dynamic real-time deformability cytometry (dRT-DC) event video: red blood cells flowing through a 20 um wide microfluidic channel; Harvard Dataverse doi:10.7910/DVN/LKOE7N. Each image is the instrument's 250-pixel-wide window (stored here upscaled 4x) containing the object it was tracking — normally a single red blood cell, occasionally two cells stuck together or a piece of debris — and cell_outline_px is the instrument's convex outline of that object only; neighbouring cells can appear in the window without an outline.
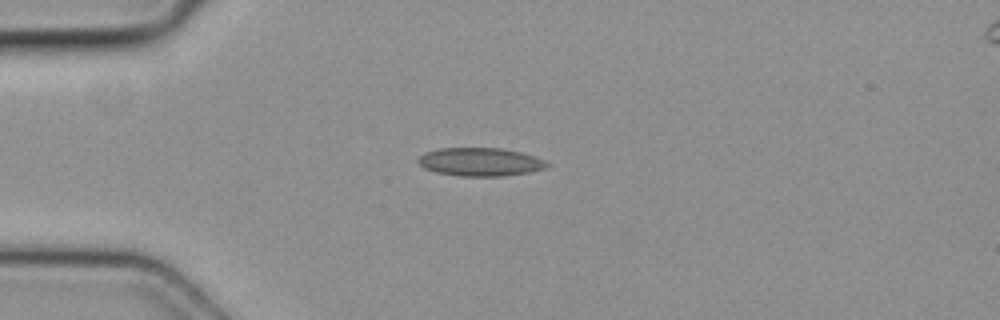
{"species": "common noctule bat (a hibernating species)", "species_latin": "Nyctalus noctula", "temperature_condition": "cold", "stored_images_in_passage": 2, "camera_frame_rate_fps": 3000, "um_per_image_px": 0.085, "animal": {"sex": "female", "body_mass_g": 19.3, "forearm_length_mm": 54.1}, "frame": {"image": 1, "passage_image": 1, "time_ms": 0.0, "image_size_px": [1000, 320], "cell_outline_px": [[552, 164], [548, 168], [528, 172], [504, 176], [460, 176], [436, 172], [424, 168], [416, 160], [424, 152], [440, 148], [500, 148], [520, 152], [544, 160]], "centroid_in_image_um": [40.82, 13.76], "position_along_channel_um": 44.2, "area_um2": 21.27}}
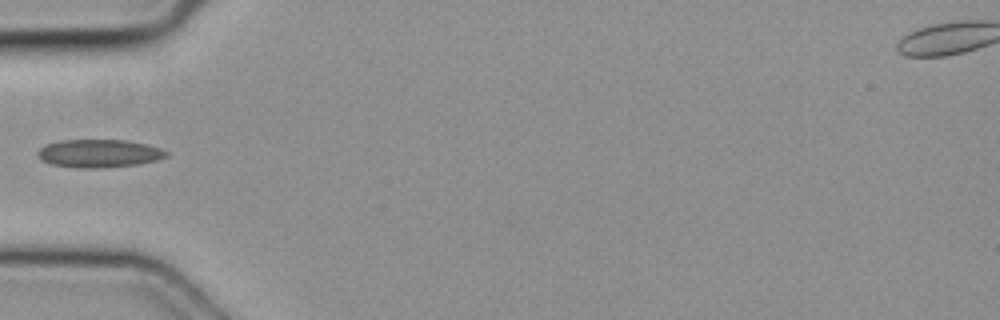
{"frame": {"image": 2, "passage_image": 2, "time_ms": 0.333, "image_size_px": [1000, 320], "cell_outline_px": [[168, 156], [156, 160], [140, 164], [100, 168], [76, 168], [52, 164], [40, 160], [36, 152], [40, 148], [48, 144], [60, 140], [124, 140], [144, 144], [160, 148], [168, 152]], "centroid_in_image_um": [8.4, 13.05], "position_along_channel_um": 76.6, "area_um2": 20.98}}